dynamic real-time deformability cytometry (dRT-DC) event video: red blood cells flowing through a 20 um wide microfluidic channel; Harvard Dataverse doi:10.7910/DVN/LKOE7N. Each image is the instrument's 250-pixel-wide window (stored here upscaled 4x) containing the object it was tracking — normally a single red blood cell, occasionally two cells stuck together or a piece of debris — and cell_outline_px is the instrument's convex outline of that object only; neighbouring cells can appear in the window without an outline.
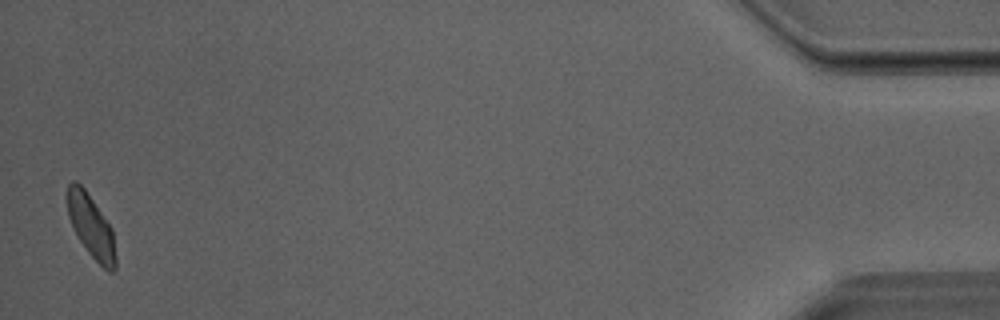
{"species": "Egyptian fruit bat (a non-hibernating species)", "species_latin": "Rousettus aegyptiacus", "temperature_condition": "room temperature", "stored_images_in_passage": 38, "camera_frame_rate_fps": 3000, "um_per_image_px": 0.085, "animal": {"sex": "male"}, "frame": {"image": 1, "passage_image": 38, "time_ms": 12.333, "image_size_px": [1000, 320], "cell_outline_px": [[116, 268], [112, 272], [108, 272], [88, 252], [80, 240], [68, 216], [64, 196], [68, 184], [72, 180], [76, 180], [84, 188], [112, 228], [116, 256]], "centroid_in_image_um": [7.71, 19.19], "position_along_channel_um": 427.5, "area_um2": 17.8}}